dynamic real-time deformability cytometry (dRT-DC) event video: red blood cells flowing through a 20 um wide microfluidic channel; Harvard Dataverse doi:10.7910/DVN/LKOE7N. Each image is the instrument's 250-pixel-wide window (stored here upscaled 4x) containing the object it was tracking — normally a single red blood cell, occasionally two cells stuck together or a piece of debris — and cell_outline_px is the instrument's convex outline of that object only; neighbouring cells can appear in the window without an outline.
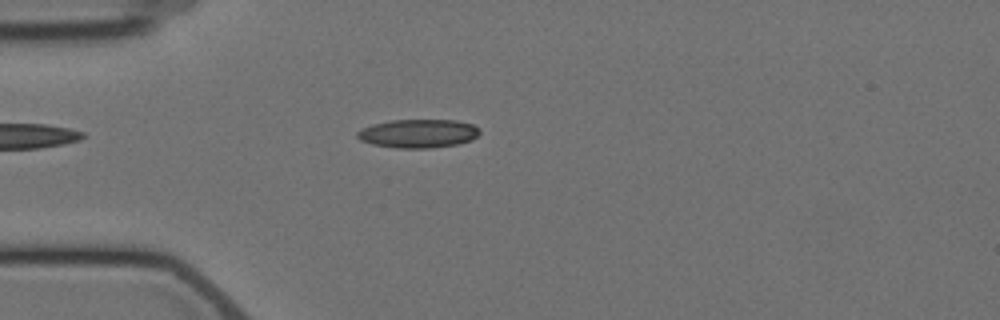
{"species": "Egyptian fruit bat (a non-hibernating species)", "species_latin": "Rousettus aegyptiacus", "temperature_condition": "cold", "stored_images_in_passage": 4, "camera_frame_rate_fps": 3000, "um_per_image_px": 0.085, "animal": {"sex": "female"}, "frame": {"image": 1, "passage_image": 4, "time_ms": 3.333, "image_size_px": [1000, 320], "cell_outline_px": [[480, 132], [472, 140], [456, 144], [428, 148], [396, 148], [372, 144], [360, 140], [356, 136], [356, 132], [360, 128], [372, 124], [392, 120], [456, 120], [472, 124], [480, 128]], "centroid_in_image_um": [35.52, 11.34], "position_along_channel_um": 49.5, "area_um2": 20.46}}